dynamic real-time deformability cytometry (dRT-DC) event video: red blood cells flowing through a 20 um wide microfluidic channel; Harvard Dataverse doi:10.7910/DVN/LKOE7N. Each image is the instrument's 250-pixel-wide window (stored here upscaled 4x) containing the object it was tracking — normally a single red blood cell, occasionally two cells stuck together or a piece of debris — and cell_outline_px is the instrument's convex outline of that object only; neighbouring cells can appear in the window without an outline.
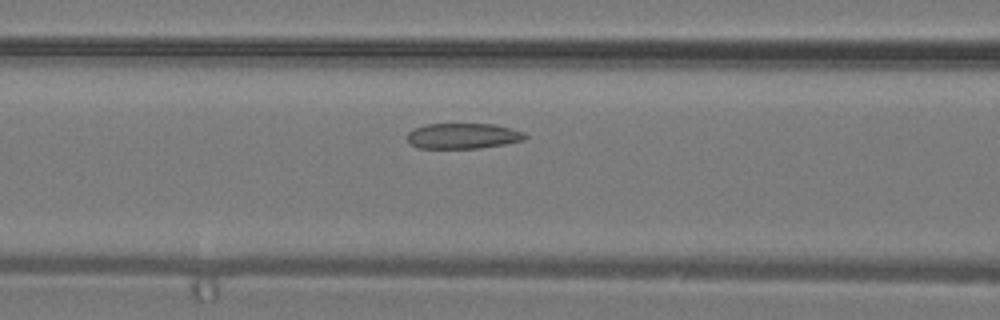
{"species": "common noctule bat (a hibernating species)", "species_latin": "Nyctalus noctula", "temperature_condition": "warm", "stored_images_in_passage": 36, "camera_frame_rate_fps": 3000, "um_per_image_px": 0.085, "animal": {"sex": "male", "body_mass_g": 19.2, "forearm_length_mm": 51.8}, "frame": {"image": 1, "passage_image": 14, "time_ms": 4.333, "image_size_px": [1000, 320], "cell_outline_px": [[528, 136], [524, 140], [504, 144], [480, 148], [416, 148], [408, 140], [408, 132], [424, 124], [496, 124], [512, 128], [524, 132]], "centroid_in_image_um": [39.39, 11.55], "position_along_channel_um": 127.2, "area_um2": 17.57}}
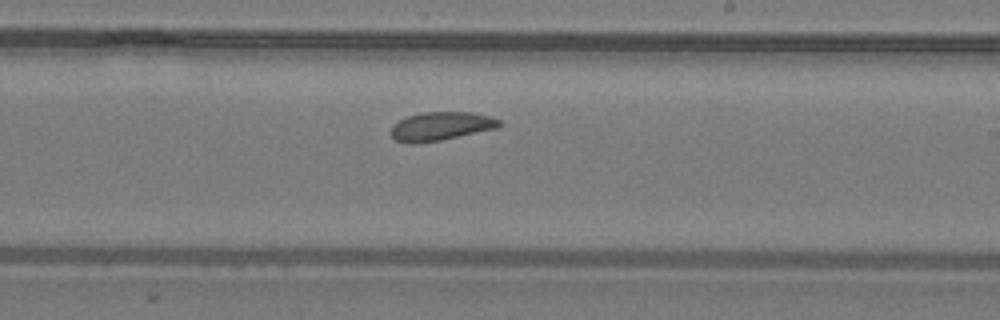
{"frame": {"image": 2, "passage_image": 21, "time_ms": 6.667, "image_size_px": [1000, 320], "cell_outline_px": [[504, 124], [496, 128], [440, 140], [412, 144], [396, 140], [392, 136], [392, 124], [408, 116], [420, 112], [472, 112], [492, 116], [500, 120]], "centroid_in_image_um": [37.5, 10.71], "position_along_channel_um": 251.5, "area_um2": 17.98}}
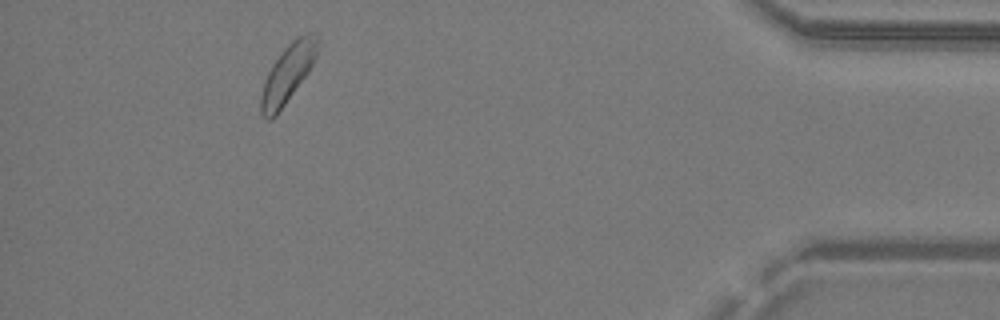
{"frame": {"image": 3, "passage_image": 33, "time_ms": 10.667, "image_size_px": [1000, 320], "cell_outline_px": [[316, 56], [308, 72], [276, 116], [272, 120], [268, 120], [260, 112], [260, 96], [268, 72], [272, 64], [284, 48], [292, 40], [308, 32], [316, 32]], "centroid_in_image_um": [24.42, 6.28], "position_along_channel_um": 410.8, "area_um2": 18.79}}